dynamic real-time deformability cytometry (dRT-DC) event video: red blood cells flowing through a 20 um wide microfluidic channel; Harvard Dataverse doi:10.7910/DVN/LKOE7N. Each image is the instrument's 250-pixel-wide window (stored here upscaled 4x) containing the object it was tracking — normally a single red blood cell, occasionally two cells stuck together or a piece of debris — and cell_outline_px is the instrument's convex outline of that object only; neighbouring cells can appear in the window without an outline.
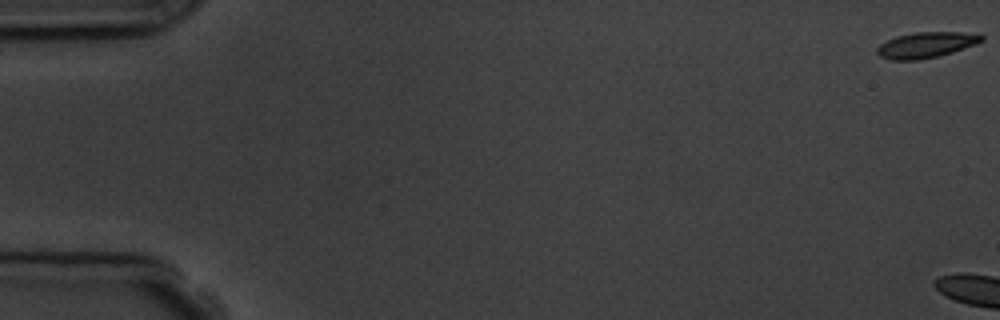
{"species": "common noctule bat (a hibernating species)", "species_latin": "Nyctalus noctula", "temperature_condition": "room temperature", "stored_images_in_passage": 6, "segment_of_instrument_passage": [1, 2], "camera_frame_rate_fps": 3000, "um_per_image_px": 0.085, "animal": {"sex": "male", "body_mass_g": 19.5, "forearm_length_mm": 54.6}, "frame": {"image": 1, "passage_image": 1, "time_ms": 0.0, "image_size_px": [1000, 320], "cell_outline_px": [[984, 40], [976, 44], [952, 52], [920, 60], [892, 60], [880, 56], [876, 52], [876, 48], [880, 44], [896, 36], [916, 32], [980, 32], [984, 36]], "centroid_in_image_um": [78.76, 3.8], "position_along_channel_um": 6.2, "area_um2": 15.78}}
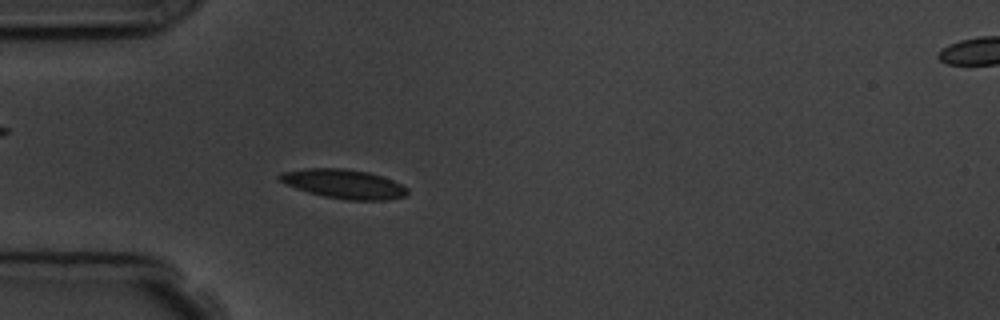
{"frame": {"image": 2, "passage_image": 5, "time_ms": 6.333, "image_size_px": [1000, 320], "cell_outline_px": [[408, 192], [404, 196], [388, 200], [348, 200], [324, 196], [308, 192], [284, 184], [276, 176], [280, 172], [308, 168], [344, 168], [368, 172], [392, 180], [408, 188]], "centroid_in_image_um": [29.19, 15.63], "position_along_channel_um": 55.8, "area_um2": 21.68}}